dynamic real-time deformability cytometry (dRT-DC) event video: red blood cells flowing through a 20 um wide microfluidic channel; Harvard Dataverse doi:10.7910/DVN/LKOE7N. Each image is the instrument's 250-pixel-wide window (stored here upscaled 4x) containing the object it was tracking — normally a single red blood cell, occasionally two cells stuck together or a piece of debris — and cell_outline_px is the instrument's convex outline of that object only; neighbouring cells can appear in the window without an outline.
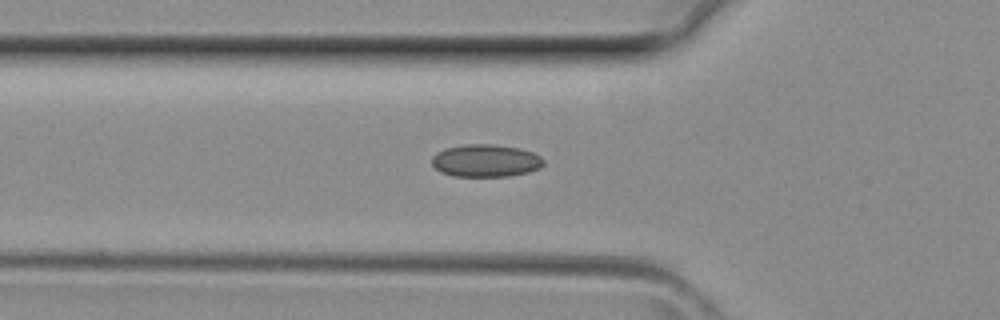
{"species": "common noctule bat (a hibernating species)", "species_latin": "Nyctalus noctula", "temperature_condition": "room temperature", "stored_images_in_passage": 28, "camera_frame_rate_fps": 3000, "um_per_image_px": 0.085, "animal": {"sex": "female", "body_mass_g": 29.2, "forearm_length_mm": 56.3}, "frame": {"image": 1, "passage_image": 7, "time_ms": 2.0, "image_size_px": [1000, 320], "cell_outline_px": [[544, 164], [540, 168], [528, 172], [508, 176], [452, 176], [440, 172], [432, 164], [432, 156], [436, 152], [444, 148], [464, 144], [492, 144], [520, 148], [532, 152], [540, 156], [544, 160]], "centroid_in_image_um": [41.27, 13.65], "position_along_channel_um": 84.5, "area_um2": 21.33}}
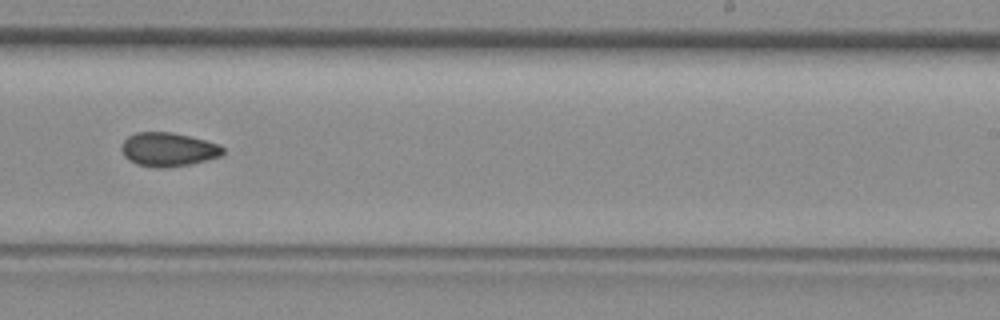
{"frame": {"image": 2, "passage_image": 18, "time_ms": 5.667, "image_size_px": [1000, 320], "cell_outline_px": [[224, 152], [220, 156], [192, 164], [168, 168], [156, 168], [136, 164], [128, 160], [124, 156], [120, 148], [120, 144], [128, 136], [136, 132], [172, 132], [220, 144], [224, 148]], "centroid_in_image_um": [14.27, 12.71], "position_along_channel_um": 274.7, "area_um2": 20.23}}
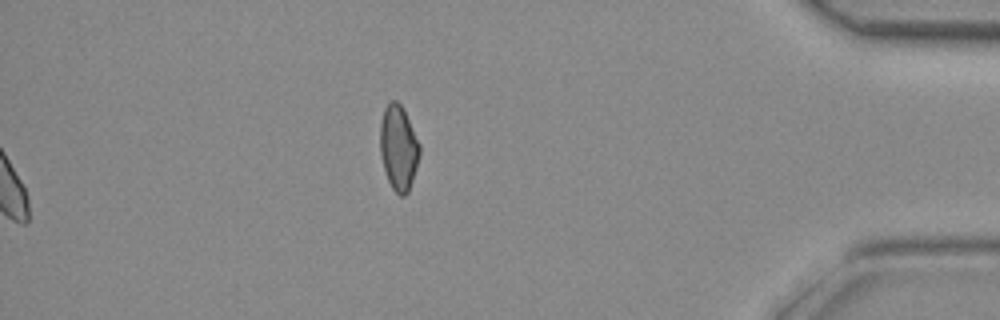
{"frame": {"image": 3, "passage_image": 28, "time_ms": 9.0, "image_size_px": [1000, 320], "cell_outline_px": [[420, 152], [416, 168], [408, 192], [404, 196], [400, 196], [392, 188], [388, 180], [380, 156], [380, 124], [384, 108], [388, 100], [396, 100], [404, 108], [420, 144]], "centroid_in_image_um": [33.86, 12.52], "position_along_channel_um": 401.3, "area_um2": 19.71}}